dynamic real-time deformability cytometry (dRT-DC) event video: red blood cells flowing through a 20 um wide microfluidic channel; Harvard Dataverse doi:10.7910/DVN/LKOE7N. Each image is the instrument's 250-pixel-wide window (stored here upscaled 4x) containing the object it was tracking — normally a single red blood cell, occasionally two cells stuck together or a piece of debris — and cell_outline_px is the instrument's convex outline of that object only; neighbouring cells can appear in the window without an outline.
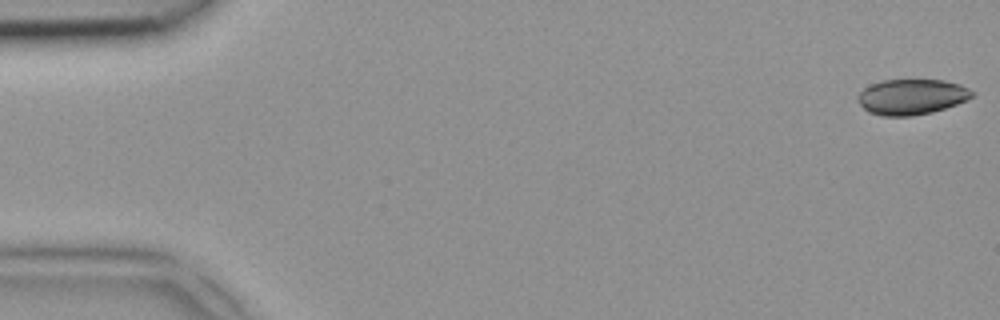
{"species": "common noctule bat (a hibernating species)", "species_latin": "Nyctalus noctula", "temperature_condition": "room temperature", "stored_images_in_passage": 4, "camera_frame_rate_fps": 3000, "um_per_image_px": 0.085, "animal": {"sex": "female", "body_mass_g": 18.4}, "frame": {"image": 1, "passage_image": 1, "time_ms": 0.0, "image_size_px": [1000, 320], "cell_outline_px": [[976, 92], [968, 100], [932, 112], [912, 116], [880, 116], [868, 112], [856, 100], [856, 96], [864, 88], [872, 84], [884, 80], [944, 80], [960, 84]], "centroid_in_image_um": [77.48, 8.23], "position_along_channel_um": 7.5, "area_um2": 23.76}}
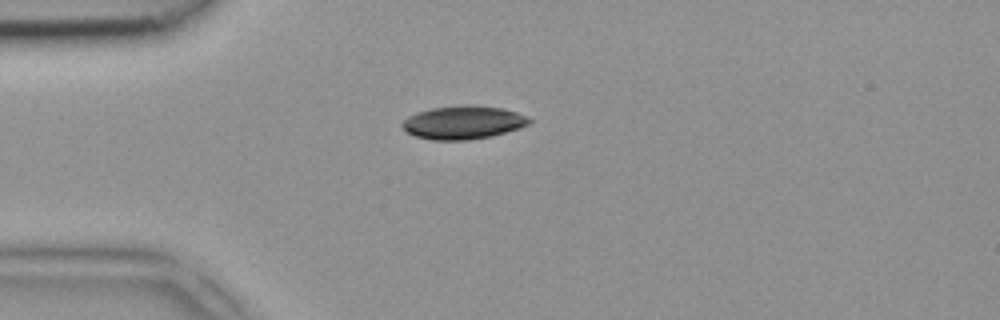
{"frame": {"image": 2, "passage_image": 4, "time_ms": 1.0, "image_size_px": [1000, 320], "cell_outline_px": [[532, 120], [528, 124], [520, 128], [492, 136], [468, 140], [432, 140], [416, 136], [408, 132], [400, 124], [408, 116], [416, 112], [432, 108], [460, 104], [476, 104], [500, 108], [516, 112], [528, 116]], "centroid_in_image_um": [39.38, 10.39], "position_along_channel_um": 45.6, "area_um2": 24.85}}